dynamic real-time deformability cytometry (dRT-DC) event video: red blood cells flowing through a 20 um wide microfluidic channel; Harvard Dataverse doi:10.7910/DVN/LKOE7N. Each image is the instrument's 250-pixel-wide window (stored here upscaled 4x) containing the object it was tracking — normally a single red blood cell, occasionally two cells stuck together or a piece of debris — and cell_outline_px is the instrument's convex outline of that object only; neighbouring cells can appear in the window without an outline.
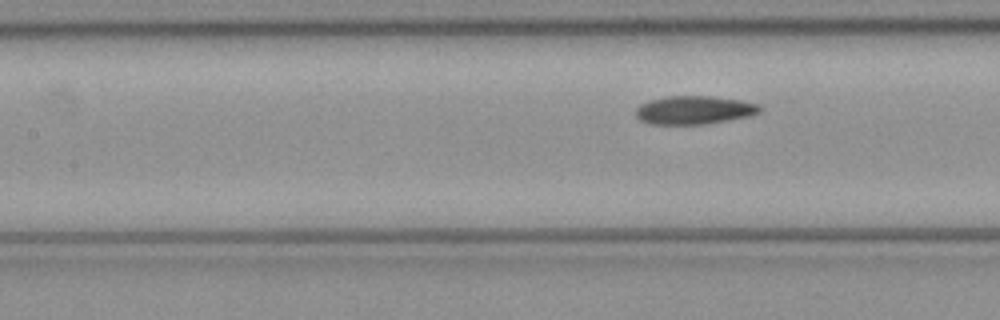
{"species": "common noctule bat (a hibernating species)", "species_latin": "Nyctalus noctula", "temperature_condition": "cold", "stored_images_in_passage": 6, "camera_frame_rate_fps": 3000, "um_per_image_px": 0.085, "animal": {"sex": "female", "body_mass_g": 21.9}, "frame": {"image": 1, "passage_image": 6, "time_ms": 1.667, "image_size_px": [1000, 320], "cell_outline_px": [[764, 108], [760, 112], [748, 116], [708, 124], [648, 124], [640, 120], [636, 116], [636, 108], [640, 104], [664, 96], [712, 96], [740, 100], [760, 104]], "centroid_in_image_um": [59.02, 9.35], "position_along_channel_um": 148.4, "area_um2": 20.63}}